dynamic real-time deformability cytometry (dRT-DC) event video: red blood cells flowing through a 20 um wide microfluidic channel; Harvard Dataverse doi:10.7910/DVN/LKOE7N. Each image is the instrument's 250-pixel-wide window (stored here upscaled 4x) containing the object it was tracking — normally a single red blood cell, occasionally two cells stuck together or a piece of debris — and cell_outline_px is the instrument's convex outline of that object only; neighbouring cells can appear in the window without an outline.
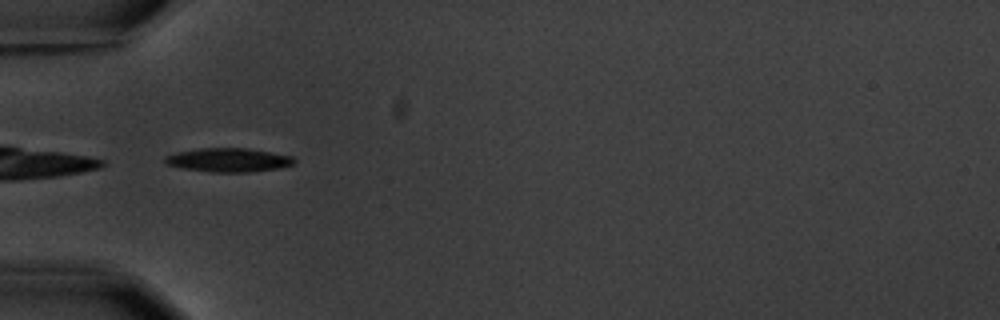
{"species": "common noctule bat (a hibernating species)", "species_latin": "Nyctalus noctula", "temperature_condition": "warm", "stored_images_in_passage": 7, "camera_frame_rate_fps": 3000, "um_per_image_px": 0.085, "animal": {"sex": "male", "body_mass_g": 20.1, "forearm_length_mm": 53.5}, "frame": {"image": 1, "passage_image": 2, "time_ms": 1.0, "image_size_px": [1000, 320], "cell_outline_px": [[296, 160], [292, 164], [276, 168], [248, 172], [212, 172], [184, 168], [164, 164], [164, 156], [176, 152], [200, 148], [248, 148], [292, 156]], "centroid_in_image_um": [19.37, 13.59], "position_along_channel_um": 65.6, "area_um2": 17.8}}